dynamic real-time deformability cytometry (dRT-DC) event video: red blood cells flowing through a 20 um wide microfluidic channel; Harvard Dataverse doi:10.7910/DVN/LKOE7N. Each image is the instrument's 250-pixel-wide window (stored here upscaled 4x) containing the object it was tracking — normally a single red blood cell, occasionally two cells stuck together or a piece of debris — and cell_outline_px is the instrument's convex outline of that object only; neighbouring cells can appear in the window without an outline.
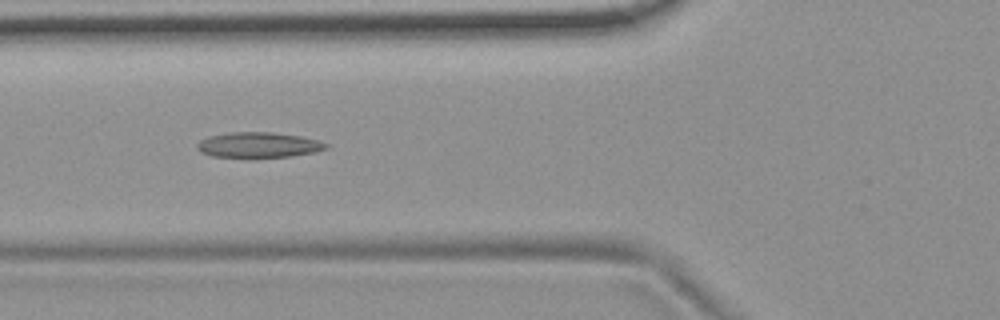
{"species": "common noctule bat (a hibernating species)", "species_latin": "Nyctalus noctula", "temperature_condition": "room temperature", "stored_images_in_passage": 31, "camera_frame_rate_fps": 3000, "um_per_image_px": 0.085, "animal": {"sex": "female", "body_mass_g": 19.9}, "frame": {"image": 1, "passage_image": 5, "time_ms": 1.333, "image_size_px": [1000, 320], "cell_outline_px": [[328, 148], [316, 152], [292, 156], [252, 160], [248, 160], [212, 156], [200, 152], [196, 144], [200, 140], [208, 136], [232, 132], [272, 132], [300, 136], [316, 140], [328, 144]], "centroid_in_image_um": [21.94, 12.37], "position_along_channel_um": 103.9, "area_um2": 19.88}}
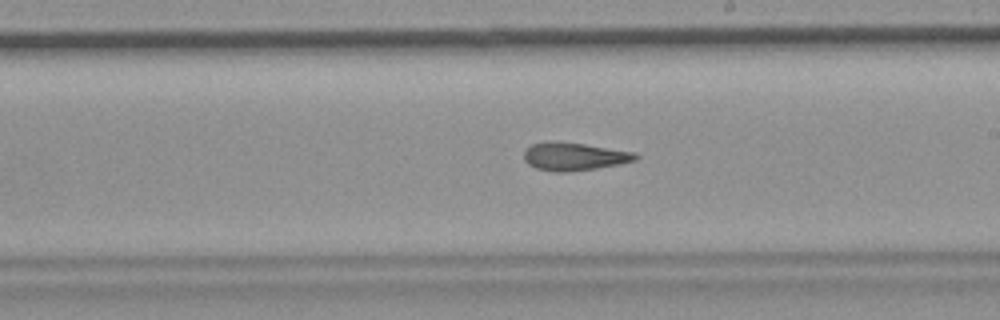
{"frame": {"image": 2, "passage_image": 16, "time_ms": 5.0, "image_size_px": [1000, 320], "cell_outline_px": [[640, 156], [636, 160], [596, 168], [568, 172], [552, 172], [536, 168], [528, 164], [524, 160], [524, 148], [532, 144], [548, 140], [556, 140], [584, 144], [636, 152]], "centroid_in_image_um": [48.75, 13.28], "position_along_channel_um": 240.2, "area_um2": 18.44}}
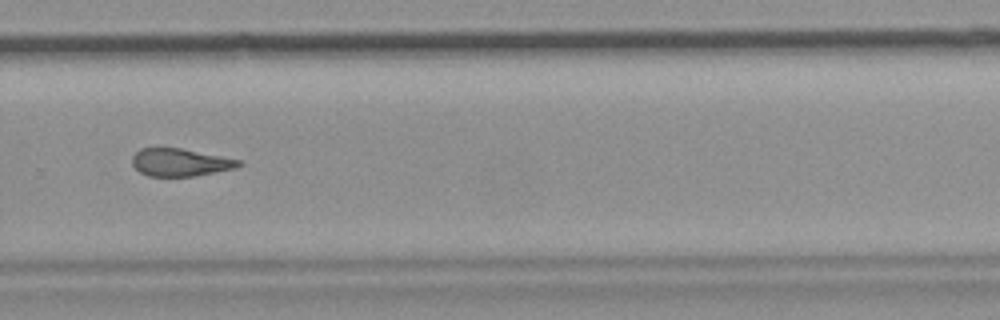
{"frame": {"image": 3, "passage_image": 22, "time_ms": 7.0, "image_size_px": [1000, 320], "cell_outline_px": [[244, 164], [236, 168], [192, 176], [148, 176], [140, 172], [132, 164], [132, 156], [140, 148], [180, 148], [244, 160]], "centroid_in_image_um": [15.35, 13.79], "position_along_channel_um": 314.4, "area_um2": 17.22}, "authors_computed_cell_mechanics": {"area_um2": 18.2648, "velocity_mm_per_s": 3.7315, "shape_relaxation_time_tau1_ms": null, "shape_relaxation_time_tau2_ms": 3.7867, "deformation_change_tau1": null, "deformation_change_tau2": 0.1359}}